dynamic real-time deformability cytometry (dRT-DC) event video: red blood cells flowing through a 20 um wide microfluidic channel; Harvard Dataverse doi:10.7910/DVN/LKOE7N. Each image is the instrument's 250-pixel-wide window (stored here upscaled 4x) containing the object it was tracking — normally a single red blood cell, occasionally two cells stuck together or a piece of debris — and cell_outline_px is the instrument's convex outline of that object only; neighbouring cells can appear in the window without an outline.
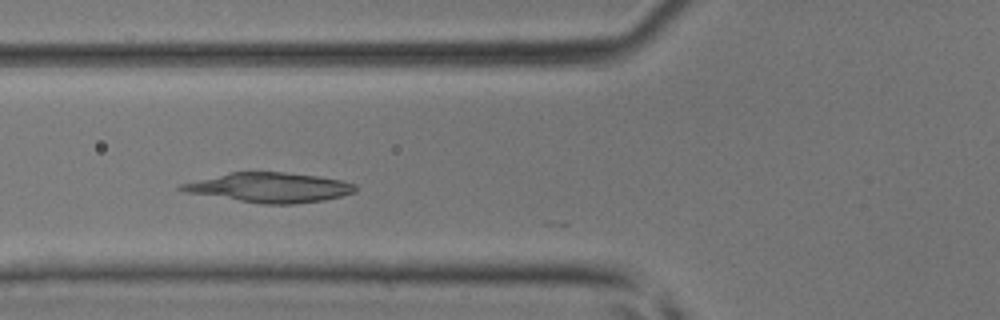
{"species": "common noctule bat (a hibernating species)", "species_latin": "Nyctalus noctula", "temperature_condition": "room temperature", "stored_images_in_passage": 25, "camera_frame_rate_fps": 3000, "um_per_image_px": 0.085, "animal": {"sex": "male", "body_mass_g": 17.9, "forearm_length_mm": 54.2}, "frame": {"image": 1, "passage_image": 2, "time_ms": 0.333, "image_size_px": [1000, 320], "cell_outline_px": [[356, 192], [324, 200], [292, 204], [260, 204], [184, 192], [176, 188], [180, 184], [232, 172], [284, 172], [316, 176], [344, 180], [356, 184]], "centroid_in_image_um": [22.93, 15.94], "position_along_channel_um": 102.9, "area_um2": 30.0}}
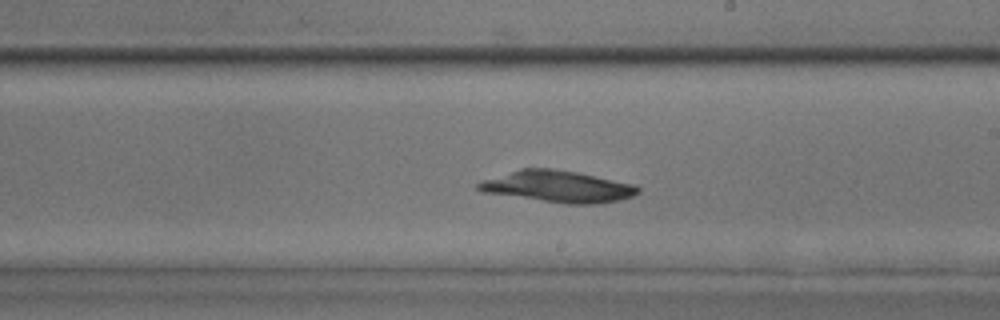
{"frame": {"image": 2, "passage_image": 11, "time_ms": 3.333, "image_size_px": [1000, 320], "cell_outline_px": [[640, 192], [632, 196], [620, 200], [600, 204], [568, 204], [484, 192], [476, 188], [476, 184], [480, 180], [520, 168], [552, 168], [576, 172], [636, 184], [640, 188]], "centroid_in_image_um": [47.43, 15.85], "position_along_channel_um": 241.6, "area_um2": 29.48}}
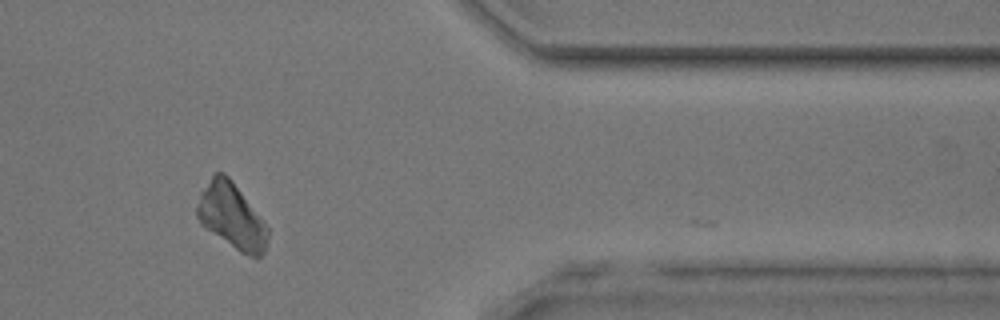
{"frame": {"image": 3, "passage_image": 22, "time_ms": 7.0, "image_size_px": [1000, 320], "cell_outline_px": [[268, 244], [264, 252], [256, 260], [240, 252], [204, 228], [200, 224], [196, 216], [196, 204], [200, 192], [212, 176], [216, 172], [224, 172], [232, 180], [268, 228]], "centroid_in_image_um": [19.67, 18.41], "position_along_channel_um": 391.7, "area_um2": 26.99}}